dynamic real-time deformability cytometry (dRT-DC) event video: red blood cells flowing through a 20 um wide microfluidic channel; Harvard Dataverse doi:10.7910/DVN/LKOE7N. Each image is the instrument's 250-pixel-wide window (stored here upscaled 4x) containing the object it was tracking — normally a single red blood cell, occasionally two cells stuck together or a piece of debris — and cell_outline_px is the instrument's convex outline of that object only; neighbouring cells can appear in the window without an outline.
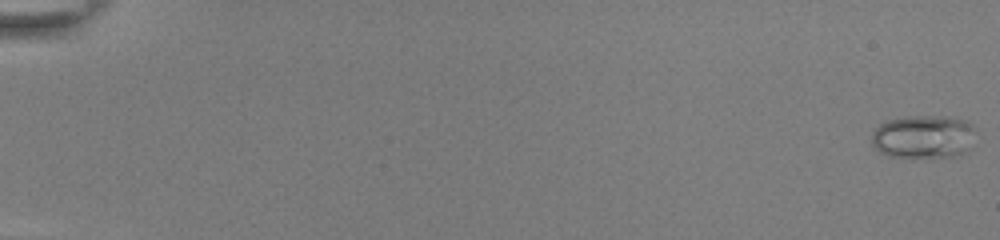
{"species": "common noctule bat (a hibernating species)", "species_latin": "Nyctalus noctula", "temperature_condition": "room temperature", "stored_images_in_passage": 45, "camera_frame_rate_fps": 3000, "um_per_image_px": 0.085, "animal": {"sex": "female", "body_mass_g": 22.0, "forearm_length_mm": 56.7}, "frame": {"image": 1, "passage_image": 1, "time_ms": 0.0, "image_size_px": [1000, 240], "cell_outline_px": [[972, 128], [968, 148], [964, 152], [948, 156], [888, 156], [880, 152], [872, 144], [872, 132], [880, 124], [888, 120], [908, 116], [940, 116], [964, 120], [972, 124]], "centroid_in_image_um": [78.4, 11.6], "position_along_channel_um": 6.6, "area_um2": 25.37}}
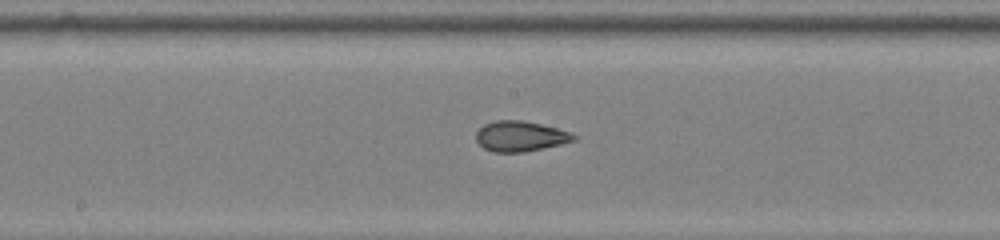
{"frame": {"image": 2, "passage_image": 31, "time_ms": 10.0, "image_size_px": [1000, 240], "cell_outline_px": [[576, 140], [560, 144], [524, 152], [492, 152], [484, 148], [476, 140], [476, 132], [484, 124], [496, 120], [524, 120], [556, 128], [568, 132], [576, 136]], "centroid_in_image_um": [44.19, 11.58], "position_along_channel_um": 204.0, "area_um2": 17.11}}
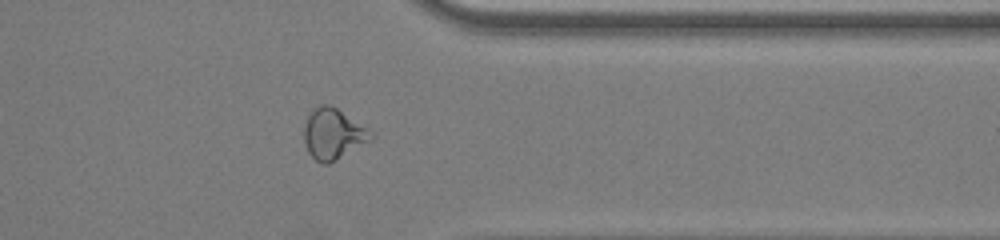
{"frame": {"image": 3, "passage_image": 45, "time_ms": 14.667, "image_size_px": [1000, 240], "cell_outline_px": [[372, 136], [368, 140], [328, 164], [324, 164], [316, 160], [308, 152], [304, 140], [304, 124], [308, 116], [320, 104], [328, 104], [336, 108], [368, 128], [372, 132]], "centroid_in_image_um": [28.27, 11.37], "position_along_channel_um": 383.1, "area_um2": 19.07}, "authors_computed_cell_mechanics": {"area_um2": 18.6694, "velocity_mm_per_s": 3.8972, "shape_relaxation_time_tau1_ms": null, "shape_relaxation_time_tau2_ms": 1.2515, "deformation_change_tau1": null, "deformation_change_tau2": 0.0802}}